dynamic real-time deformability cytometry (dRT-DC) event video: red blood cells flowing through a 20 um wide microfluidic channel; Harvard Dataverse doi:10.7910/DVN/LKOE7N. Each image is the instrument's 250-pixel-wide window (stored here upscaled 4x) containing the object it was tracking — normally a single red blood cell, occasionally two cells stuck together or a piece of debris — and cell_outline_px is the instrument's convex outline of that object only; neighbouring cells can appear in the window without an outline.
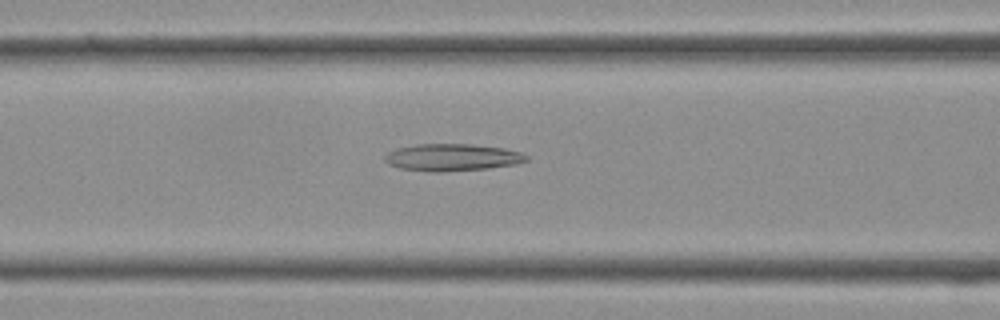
{"species": "Egyptian fruit bat (a non-hibernating species)", "species_latin": "Rousettus aegyptiacus", "temperature_condition": "cold", "stored_images_in_passage": 38, "camera_frame_rate_fps": 3000, "um_per_image_px": 0.085, "frame": {"image": 1, "passage_image": 15, "time_ms": 4.667, "image_size_px": [1000, 320], "cell_outline_px": [[528, 160], [516, 164], [488, 168], [444, 172], [428, 172], [400, 168], [388, 164], [384, 160], [384, 156], [388, 152], [396, 148], [416, 144], [472, 144], [504, 148], [520, 152], [528, 156]], "centroid_in_image_um": [38.41, 13.38], "position_along_channel_um": 128.2, "area_um2": 22.54}}
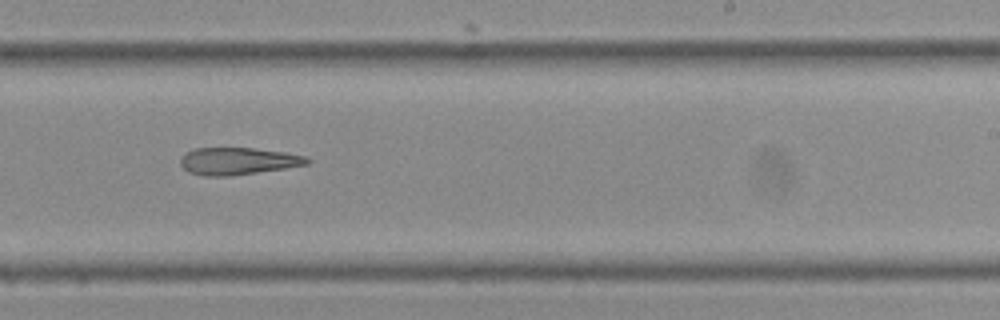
{"frame": {"image": 2, "passage_image": 23, "time_ms": 7.333, "image_size_px": [1000, 320], "cell_outline_px": [[312, 160], [308, 164], [284, 168], [228, 176], [204, 176], [188, 172], [180, 164], [180, 156], [184, 152], [196, 148], [252, 148], [284, 152], [304, 156]], "centroid_in_image_um": [20.17, 13.69], "position_along_channel_um": 268.8, "area_um2": 20.0}}
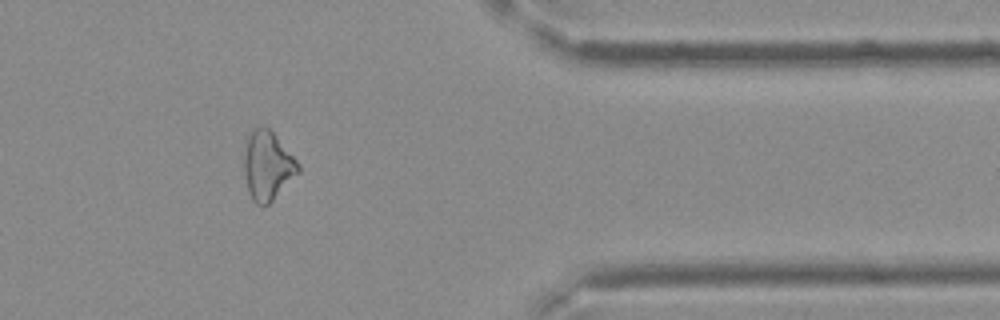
{"frame": {"image": 3, "passage_image": 31, "time_ms": 10.0, "image_size_px": [1000, 320], "cell_outline_px": [[300, 172], [268, 204], [256, 204], [252, 200], [248, 192], [244, 172], [244, 156], [248, 136], [252, 128], [260, 124], [264, 124], [276, 136], [300, 164]], "centroid_in_image_um": [22.73, 14.05], "position_along_channel_um": 388.7, "area_um2": 21.73}}